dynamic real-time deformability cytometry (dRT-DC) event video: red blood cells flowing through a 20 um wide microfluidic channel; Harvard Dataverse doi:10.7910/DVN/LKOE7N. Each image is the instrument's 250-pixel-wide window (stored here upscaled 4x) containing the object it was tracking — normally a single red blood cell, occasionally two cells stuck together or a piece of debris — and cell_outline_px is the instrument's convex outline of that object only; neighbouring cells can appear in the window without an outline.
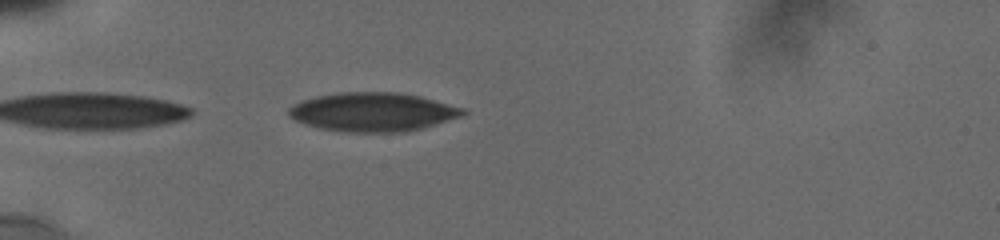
{"species": "human", "species_latin": "Homo sapiens", "temperature_condition": "cold", "stored_images_in_passage": 20, "camera_frame_rate_fps": 3000, "um_per_image_px": 0.085, "donor": {"sex": "male"}, "frame": {"image": 1, "passage_image": 1, "time_ms": 0.0, "image_size_px": [1000, 240], "cell_outline_px": [[468, 112], [460, 116], [424, 128], [404, 132], [344, 132], [320, 128], [304, 124], [288, 116], [288, 108], [292, 104], [300, 100], [316, 96], [340, 92], [396, 92], [420, 96], [464, 108]], "centroid_in_image_um": [31.65, 9.52], "position_along_channel_um": 53.3, "area_um2": 39.59}}
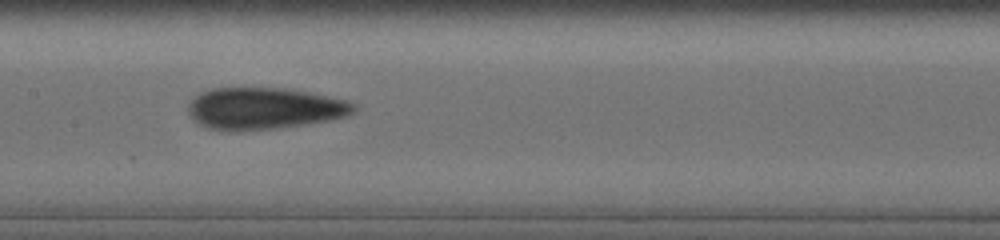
{"frame": {"image": 2, "passage_image": 11, "time_ms": 4.0, "image_size_px": [1000, 240], "cell_outline_px": [[356, 112], [348, 116], [332, 120], [272, 128], [228, 132], [208, 128], [192, 120], [188, 112], [188, 104], [200, 92], [212, 88], [284, 88], [308, 92], [348, 100], [356, 104]], "centroid_in_image_um": [22.46, 9.22], "position_along_channel_um": 184.9, "area_um2": 40.46}}
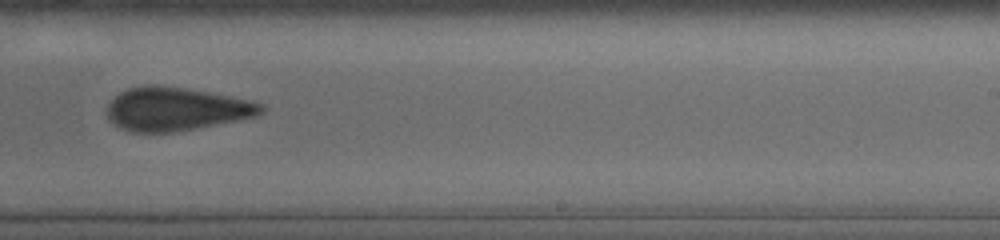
{"frame": {"image": 3, "passage_image": 18, "time_ms": 6.333, "image_size_px": [1000, 240], "cell_outline_px": [[264, 112], [256, 116], [176, 132], [132, 132], [120, 128], [108, 120], [108, 104], [120, 92], [128, 88], [148, 84], [156, 84], [184, 88], [208, 92], [248, 100], [264, 104]], "centroid_in_image_um": [14.94, 9.26], "position_along_channel_um": 274.1, "area_um2": 38.73}}